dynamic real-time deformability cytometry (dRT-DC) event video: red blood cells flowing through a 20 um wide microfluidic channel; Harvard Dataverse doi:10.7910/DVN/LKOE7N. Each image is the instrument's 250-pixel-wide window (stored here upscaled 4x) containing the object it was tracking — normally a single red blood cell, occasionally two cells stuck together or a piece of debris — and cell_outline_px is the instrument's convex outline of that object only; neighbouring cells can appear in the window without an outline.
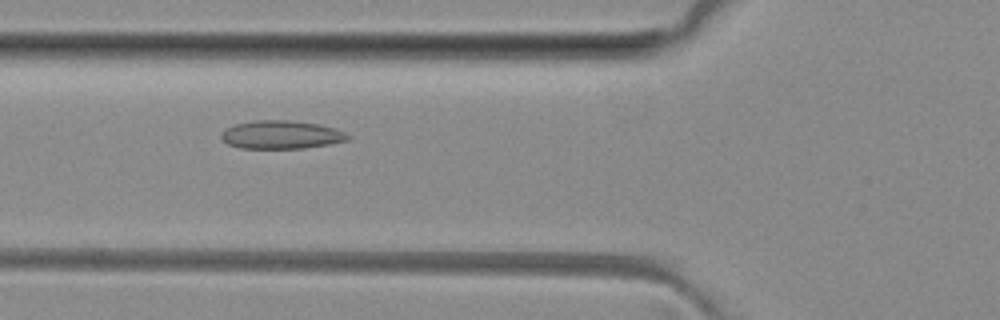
{"species": "common noctule bat (a hibernating species)", "species_latin": "Nyctalus noctula", "temperature_condition": "room temperature", "stored_images_in_passage": 4, "camera_frame_rate_fps": 3000, "um_per_image_px": 0.085, "animal": {"sex": "female", "body_mass_g": 29.2, "forearm_length_mm": 56.3}, "frame": {"image": 1, "passage_image": 2, "time_ms": 1.0, "image_size_px": [1000, 320], "cell_outline_px": [[352, 136], [348, 140], [328, 144], [304, 148], [240, 148], [228, 144], [220, 136], [228, 128], [236, 124], [252, 120], [292, 120], [320, 124], [336, 128]], "centroid_in_image_um": [23.95, 11.44], "position_along_channel_um": 101.8, "area_um2": 20.81}}
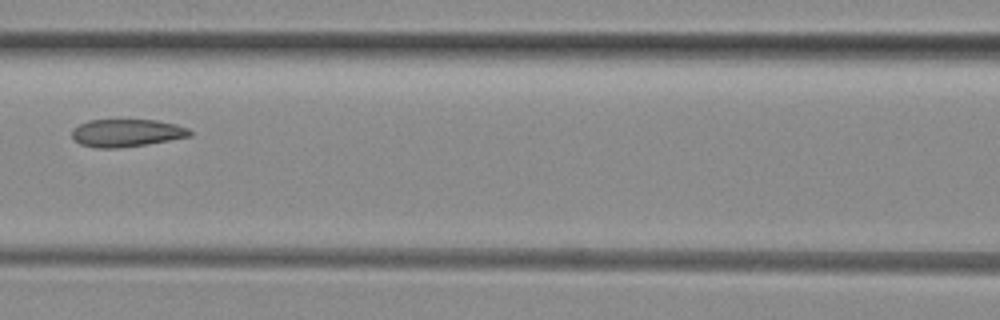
{"frame": {"image": 2, "passage_image": 3, "time_ms": 2.333, "image_size_px": [1000, 320], "cell_outline_px": [[192, 136], [148, 144], [120, 148], [96, 148], [80, 144], [72, 140], [72, 128], [88, 120], [156, 120], [176, 124], [188, 128], [192, 132]], "centroid_in_image_um": [10.75, 11.3], "position_along_channel_um": 155.9, "area_um2": 19.19}}
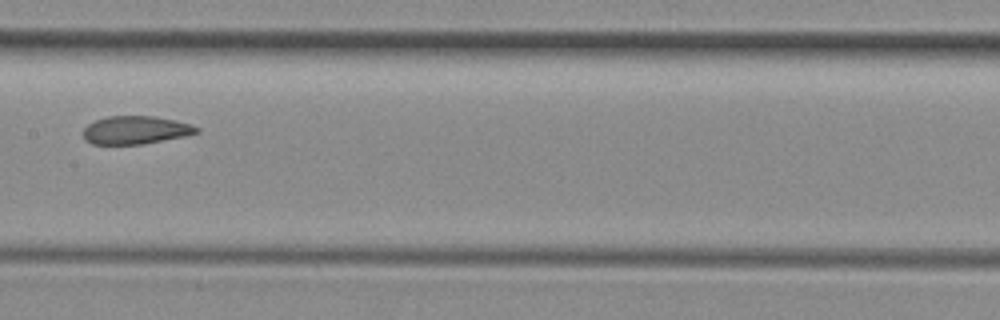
{"frame": {"image": 3, "passage_image": 4, "time_ms": 3.333, "image_size_px": [1000, 320], "cell_outline_px": [[200, 132], [184, 136], [140, 144], [92, 144], [84, 140], [84, 128], [88, 124], [96, 120], [108, 116], [152, 116], [176, 120], [192, 124], [200, 128]], "centroid_in_image_um": [11.54, 11.05], "position_along_channel_um": 195.9, "area_um2": 18.5}}